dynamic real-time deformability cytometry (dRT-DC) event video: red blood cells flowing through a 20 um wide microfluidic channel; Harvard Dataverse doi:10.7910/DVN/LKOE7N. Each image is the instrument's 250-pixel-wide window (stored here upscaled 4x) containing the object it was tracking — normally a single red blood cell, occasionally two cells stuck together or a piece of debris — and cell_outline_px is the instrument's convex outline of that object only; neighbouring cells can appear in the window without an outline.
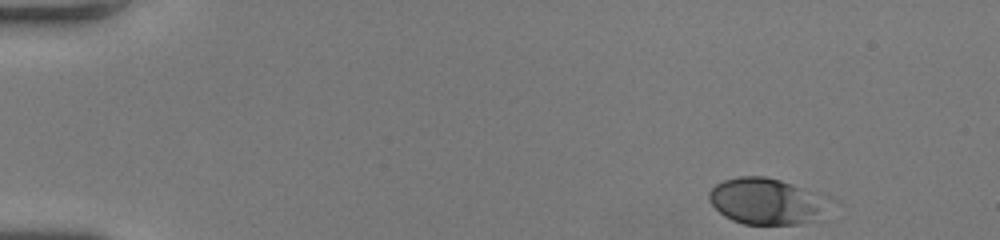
{"species": "human", "species_latin": "Homo sapiens", "temperature_condition": "room temperature", "stored_images_in_passage": 47, "camera_frame_rate_fps": 3000, "um_per_image_px": 0.085, "donor": {"sex": "female"}, "frame": {"image": 1, "passage_image": 1, "time_ms": 0.0, "image_size_px": [1000, 240], "cell_outline_px": [[832, 196], [816, 216], [800, 224], [744, 224], [732, 220], [724, 216], [708, 200], [708, 192], [716, 184], [724, 180], [740, 176], [764, 176], [780, 180]], "centroid_in_image_um": [65.1, 17.08], "position_along_channel_um": 19.9, "area_um2": 32.08}}
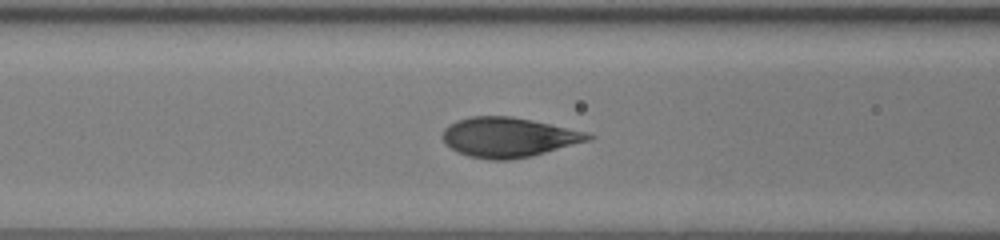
{"frame": {"image": 2, "passage_image": 18, "time_ms": 5.667, "image_size_px": [1000, 240], "cell_outline_px": [[596, 136], [592, 140], [532, 156], [508, 160], [488, 160], [468, 156], [444, 144], [440, 136], [444, 128], [460, 120], [472, 116], [512, 116], [532, 120], [588, 132]], "centroid_in_image_um": [43.25, 11.68], "position_along_channel_um": 123.3, "area_um2": 33.87}}
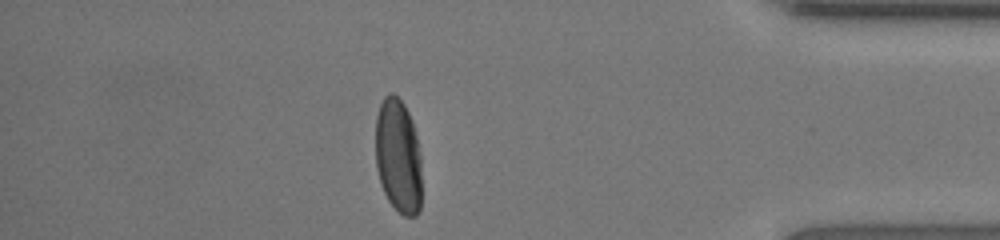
{"frame": {"image": 3, "passage_image": 41, "time_ms": 13.333, "image_size_px": [1000, 240], "cell_outline_px": [[420, 208], [416, 216], [404, 216], [388, 200], [380, 184], [376, 168], [376, 116], [380, 104], [384, 96], [388, 92], [392, 92], [404, 104], [412, 120], [416, 136], [420, 156]], "centroid_in_image_um": [33.83, 13.25], "position_along_channel_um": 401.4, "area_um2": 30.75}, "authors_computed_cell_mechanics": {"area_um2": 32.8304, "velocity_mm_per_s": 4.0468, "shape_relaxation_time_tau1_ms": 3.7388, "shape_relaxation_time_tau2_ms": null, "deformation_change_tau1": 0.1891, "deformation_change_tau2": null}}